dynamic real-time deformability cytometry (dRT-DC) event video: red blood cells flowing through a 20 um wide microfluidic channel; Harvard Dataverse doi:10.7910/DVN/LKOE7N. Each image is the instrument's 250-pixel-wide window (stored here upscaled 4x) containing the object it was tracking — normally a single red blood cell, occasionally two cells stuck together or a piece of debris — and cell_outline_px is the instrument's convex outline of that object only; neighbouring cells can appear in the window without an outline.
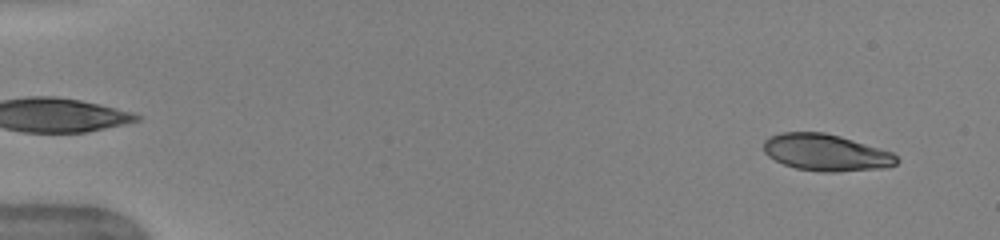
{"species": "human", "species_latin": "Homo sapiens", "temperature_condition": "warm", "stored_images_in_passage": 50, "camera_frame_rate_fps": 3000, "um_per_image_px": 0.085, "donor": {"sex": "female"}, "frame": {"image": 1, "passage_image": 3, "time_ms": 0.667, "image_size_px": [1000, 240], "cell_outline_px": [[900, 160], [896, 164], [888, 168], [836, 172], [820, 172], [796, 168], [784, 164], [768, 156], [764, 152], [764, 140], [768, 136], [780, 132], [824, 132], [840, 136], [880, 148], [892, 152]], "centroid_in_image_um": [70.22, 12.97], "position_along_channel_um": 14.8, "area_um2": 28.73}}
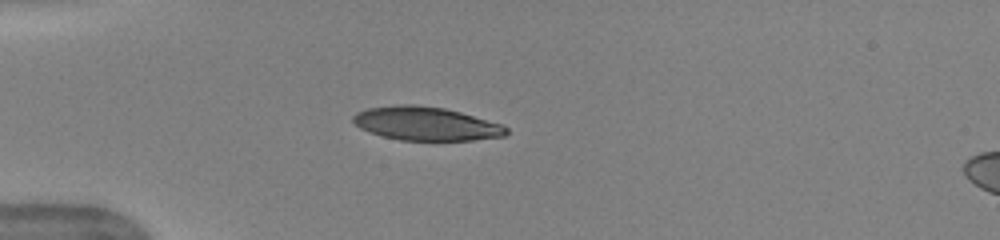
{"frame": {"image": 2, "passage_image": 14, "time_ms": 4.333, "image_size_px": [1000, 240], "cell_outline_px": [[508, 132], [504, 136], [472, 140], [400, 140], [384, 136], [360, 128], [352, 120], [352, 116], [356, 112], [368, 108], [404, 104], [412, 104], [444, 108], [460, 112], [500, 124], [508, 128]], "centroid_in_image_um": [36.2, 10.51], "position_along_channel_um": 48.8, "area_um2": 29.59}}
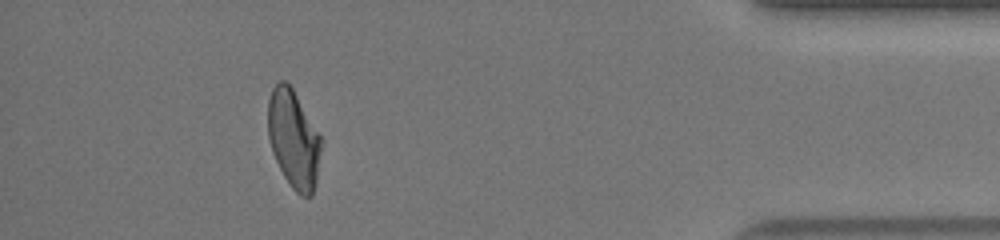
{"frame": {"image": 3, "passage_image": 46, "time_ms": 15.0, "image_size_px": [1000, 240], "cell_outline_px": [[324, 140], [316, 180], [312, 196], [300, 196], [292, 188], [284, 176], [272, 152], [268, 136], [268, 100], [272, 88], [280, 80], [284, 80], [292, 88]], "centroid_in_image_um": [24.97, 11.83], "position_along_channel_um": 410.2, "area_um2": 30.58}, "authors_computed_cell_mechanics": {"area_um2": 31.0386, "velocity_mm_per_s": 3.9913, "shape_relaxation_time_tau1_ms": 6.0592, "shape_relaxation_time_tau2_ms": 1.4645, "deformation_change_tau1": 0.2234, "deformation_change_tau2": 0.0845}}